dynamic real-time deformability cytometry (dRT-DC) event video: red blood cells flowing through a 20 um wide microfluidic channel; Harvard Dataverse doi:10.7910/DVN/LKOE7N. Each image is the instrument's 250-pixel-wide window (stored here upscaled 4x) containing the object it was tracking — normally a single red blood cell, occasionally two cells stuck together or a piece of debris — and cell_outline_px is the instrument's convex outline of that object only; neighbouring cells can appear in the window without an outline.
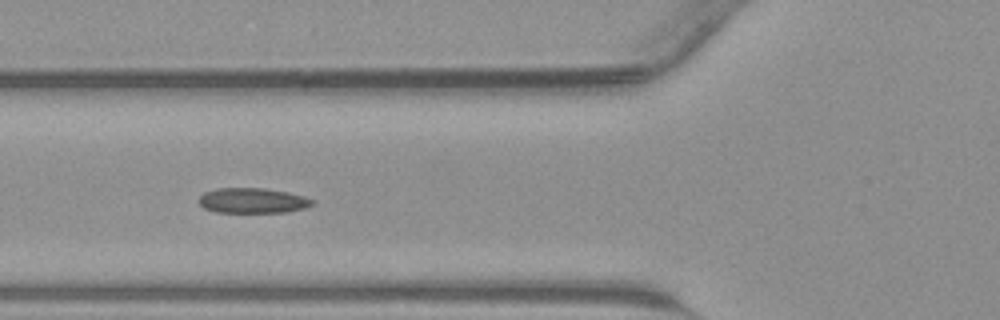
{"species": "common noctule bat (a hibernating species)", "species_latin": "Nyctalus noctula", "temperature_condition": "warm", "stored_images_in_passage": 16, "camera_frame_rate_fps": 3000, "um_per_image_px": 0.085, "animal": {"sex": "male", "body_mass_g": 23.1, "forearm_length_mm": 52.7}, "frame": {"image": 1, "passage_image": 5, "time_ms": 1.333, "image_size_px": [1000, 320], "cell_outline_px": [[316, 200], [312, 204], [304, 208], [288, 212], [216, 212], [204, 208], [200, 204], [200, 196], [204, 192], [216, 188], [264, 188], [288, 192], [304, 196]], "centroid_in_image_um": [21.49, 17.04], "position_along_channel_um": 104.3, "area_um2": 16.65}}
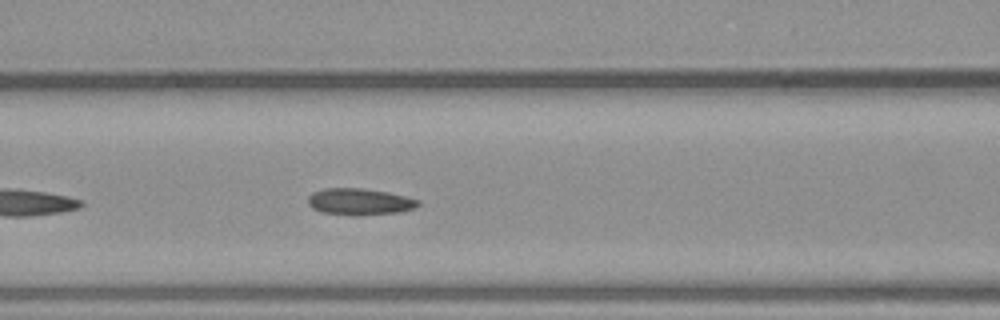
{"frame": {"image": 2, "passage_image": 7, "time_ms": 2.0, "image_size_px": [1000, 320], "cell_outline_px": [[420, 204], [416, 208], [396, 212], [356, 216], [320, 212], [312, 208], [308, 204], [308, 196], [312, 192], [324, 188], [364, 188], [388, 192], [420, 200]], "centroid_in_image_um": [30.54, 17.14], "position_along_channel_um": 136.1, "area_um2": 17.22}}